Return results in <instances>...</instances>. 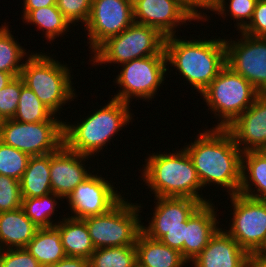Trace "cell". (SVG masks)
<instances>
[{"label": "cell", "instance_id": "obj_13", "mask_svg": "<svg viewBox=\"0 0 266 267\" xmlns=\"http://www.w3.org/2000/svg\"><path fill=\"white\" fill-rule=\"evenodd\" d=\"M237 33V38L234 35V38L224 37L226 65L249 81L260 94H265L266 38Z\"/></svg>", "mask_w": 266, "mask_h": 267}, {"label": "cell", "instance_id": "obj_23", "mask_svg": "<svg viewBox=\"0 0 266 267\" xmlns=\"http://www.w3.org/2000/svg\"><path fill=\"white\" fill-rule=\"evenodd\" d=\"M239 194L266 200V155L263 151L243 152Z\"/></svg>", "mask_w": 266, "mask_h": 267}, {"label": "cell", "instance_id": "obj_41", "mask_svg": "<svg viewBox=\"0 0 266 267\" xmlns=\"http://www.w3.org/2000/svg\"><path fill=\"white\" fill-rule=\"evenodd\" d=\"M21 20H23L32 10L39 9L41 7H47L56 5V0H22ZM23 13V14H22Z\"/></svg>", "mask_w": 266, "mask_h": 267}, {"label": "cell", "instance_id": "obj_18", "mask_svg": "<svg viewBox=\"0 0 266 267\" xmlns=\"http://www.w3.org/2000/svg\"><path fill=\"white\" fill-rule=\"evenodd\" d=\"M249 263L250 255L221 226L189 265L192 267H246Z\"/></svg>", "mask_w": 266, "mask_h": 267}, {"label": "cell", "instance_id": "obj_22", "mask_svg": "<svg viewBox=\"0 0 266 267\" xmlns=\"http://www.w3.org/2000/svg\"><path fill=\"white\" fill-rule=\"evenodd\" d=\"M37 229L22 208L0 212V246L3 250L25 248Z\"/></svg>", "mask_w": 266, "mask_h": 267}, {"label": "cell", "instance_id": "obj_3", "mask_svg": "<svg viewBox=\"0 0 266 267\" xmlns=\"http://www.w3.org/2000/svg\"><path fill=\"white\" fill-rule=\"evenodd\" d=\"M177 148H173L171 152L169 148V151L166 149L164 152L162 148L156 153L153 150L152 153L149 151L150 154L147 152V157L143 159L145 165L143 160L140 165L142 167L139 170L141 172L139 180L142 183L139 182V185L144 183L145 189H150L148 194H154L149 196L153 197L191 198L202 204L212 202L213 196L209 194L208 197L202 193L204 189L185 148Z\"/></svg>", "mask_w": 266, "mask_h": 267}, {"label": "cell", "instance_id": "obj_4", "mask_svg": "<svg viewBox=\"0 0 266 267\" xmlns=\"http://www.w3.org/2000/svg\"><path fill=\"white\" fill-rule=\"evenodd\" d=\"M109 99L105 106L98 105L96 109L89 111L85 118V115H80L78 121L70 119L73 123L69 119L64 121V145L69 150L94 159L95 156L99 158V154L105 157L103 152L108 150L109 144L111 147V142L116 145L113 143L114 137L118 133L120 135V131L125 130L124 127L128 128L130 122H134L135 115L130 104L111 97ZM104 148L107 150L103 151Z\"/></svg>", "mask_w": 266, "mask_h": 267}, {"label": "cell", "instance_id": "obj_19", "mask_svg": "<svg viewBox=\"0 0 266 267\" xmlns=\"http://www.w3.org/2000/svg\"><path fill=\"white\" fill-rule=\"evenodd\" d=\"M218 205L212 201L202 204L186 222L184 258L190 263L207 246L211 237L222 226ZM220 220H222L220 222Z\"/></svg>", "mask_w": 266, "mask_h": 267}, {"label": "cell", "instance_id": "obj_1", "mask_svg": "<svg viewBox=\"0 0 266 267\" xmlns=\"http://www.w3.org/2000/svg\"><path fill=\"white\" fill-rule=\"evenodd\" d=\"M205 127L197 130L193 141L185 142L183 146L194 164L200 183L203 189L215 186L217 190L214 187L212 191L221 187L220 191L227 192L222 197L238 194L243 152L226 128H208L206 124Z\"/></svg>", "mask_w": 266, "mask_h": 267}, {"label": "cell", "instance_id": "obj_39", "mask_svg": "<svg viewBox=\"0 0 266 267\" xmlns=\"http://www.w3.org/2000/svg\"><path fill=\"white\" fill-rule=\"evenodd\" d=\"M0 267H42L26 248L4 249Z\"/></svg>", "mask_w": 266, "mask_h": 267}, {"label": "cell", "instance_id": "obj_25", "mask_svg": "<svg viewBox=\"0 0 266 267\" xmlns=\"http://www.w3.org/2000/svg\"><path fill=\"white\" fill-rule=\"evenodd\" d=\"M23 24L35 25L42 37L52 46L54 41H57L59 36L62 38L66 34L75 31L71 23L65 18L56 5L41 7L39 9L32 10L23 20ZM72 28V30H71ZM70 31V33H68Z\"/></svg>", "mask_w": 266, "mask_h": 267}, {"label": "cell", "instance_id": "obj_35", "mask_svg": "<svg viewBox=\"0 0 266 267\" xmlns=\"http://www.w3.org/2000/svg\"><path fill=\"white\" fill-rule=\"evenodd\" d=\"M21 93V76L14 77L0 90V121L13 119Z\"/></svg>", "mask_w": 266, "mask_h": 267}, {"label": "cell", "instance_id": "obj_42", "mask_svg": "<svg viewBox=\"0 0 266 267\" xmlns=\"http://www.w3.org/2000/svg\"><path fill=\"white\" fill-rule=\"evenodd\" d=\"M46 267H90V263L89 260L85 258L66 256L59 262Z\"/></svg>", "mask_w": 266, "mask_h": 267}, {"label": "cell", "instance_id": "obj_7", "mask_svg": "<svg viewBox=\"0 0 266 267\" xmlns=\"http://www.w3.org/2000/svg\"><path fill=\"white\" fill-rule=\"evenodd\" d=\"M165 38L157 29L134 22L120 34L103 42L89 55L87 64L90 63L92 67L97 66L96 68L101 66L99 69L109 64L110 68L112 65L115 69L134 59L166 54Z\"/></svg>", "mask_w": 266, "mask_h": 267}, {"label": "cell", "instance_id": "obj_28", "mask_svg": "<svg viewBox=\"0 0 266 267\" xmlns=\"http://www.w3.org/2000/svg\"><path fill=\"white\" fill-rule=\"evenodd\" d=\"M60 202V203H59ZM62 202V203H61ZM64 200L53 192H50L41 197L34 198H22L21 208L26 216L38 227L46 228L56 225L60 220L64 218L66 209H61L63 212L57 219L56 212L60 208L61 204H64ZM58 207V208H57ZM56 211V212H55ZM63 216V217H62ZM53 217V218H52ZM56 218V219H54ZM54 219V220H53Z\"/></svg>", "mask_w": 266, "mask_h": 267}, {"label": "cell", "instance_id": "obj_36", "mask_svg": "<svg viewBox=\"0 0 266 267\" xmlns=\"http://www.w3.org/2000/svg\"><path fill=\"white\" fill-rule=\"evenodd\" d=\"M22 196L20 181L0 175V212L21 208Z\"/></svg>", "mask_w": 266, "mask_h": 267}, {"label": "cell", "instance_id": "obj_38", "mask_svg": "<svg viewBox=\"0 0 266 267\" xmlns=\"http://www.w3.org/2000/svg\"><path fill=\"white\" fill-rule=\"evenodd\" d=\"M182 2L185 10L193 17L195 21H197V24L198 22L199 24H202L203 22V24L200 25L203 26L206 21L208 23L214 22L211 21V17L214 16L213 13L219 8L221 0H182ZM207 12L208 14H206Z\"/></svg>", "mask_w": 266, "mask_h": 267}, {"label": "cell", "instance_id": "obj_8", "mask_svg": "<svg viewBox=\"0 0 266 267\" xmlns=\"http://www.w3.org/2000/svg\"><path fill=\"white\" fill-rule=\"evenodd\" d=\"M167 68L166 54L147 56L123 63L116 68L120 71L117 70L118 74L112 79L118 89L113 93L114 96L113 94L110 96L128 104H134L131 103L133 99L149 104L158 96L160 88L168 84L166 83Z\"/></svg>", "mask_w": 266, "mask_h": 267}, {"label": "cell", "instance_id": "obj_43", "mask_svg": "<svg viewBox=\"0 0 266 267\" xmlns=\"http://www.w3.org/2000/svg\"><path fill=\"white\" fill-rule=\"evenodd\" d=\"M250 263L253 267H266V256L261 255L259 252L250 255Z\"/></svg>", "mask_w": 266, "mask_h": 267}, {"label": "cell", "instance_id": "obj_16", "mask_svg": "<svg viewBox=\"0 0 266 267\" xmlns=\"http://www.w3.org/2000/svg\"><path fill=\"white\" fill-rule=\"evenodd\" d=\"M92 158L71 151L64 144L56 152L50 153L52 192L66 200L75 187L95 171L93 168L95 163L91 160ZM90 162L93 163L92 167L91 164H88ZM91 168L93 169L91 170Z\"/></svg>", "mask_w": 266, "mask_h": 267}, {"label": "cell", "instance_id": "obj_29", "mask_svg": "<svg viewBox=\"0 0 266 267\" xmlns=\"http://www.w3.org/2000/svg\"><path fill=\"white\" fill-rule=\"evenodd\" d=\"M2 23H0V71L17 77L21 75L24 63L33 53V50L30 52V50L21 45L19 38L16 39L13 35L15 32L9 28L10 24L8 23L10 22Z\"/></svg>", "mask_w": 266, "mask_h": 267}, {"label": "cell", "instance_id": "obj_15", "mask_svg": "<svg viewBox=\"0 0 266 267\" xmlns=\"http://www.w3.org/2000/svg\"><path fill=\"white\" fill-rule=\"evenodd\" d=\"M133 12L135 23L155 28L165 37L178 35L182 27H195L193 22L197 23L182 0H133Z\"/></svg>", "mask_w": 266, "mask_h": 267}, {"label": "cell", "instance_id": "obj_44", "mask_svg": "<svg viewBox=\"0 0 266 267\" xmlns=\"http://www.w3.org/2000/svg\"><path fill=\"white\" fill-rule=\"evenodd\" d=\"M15 76L10 73L0 71V90L3 89Z\"/></svg>", "mask_w": 266, "mask_h": 267}, {"label": "cell", "instance_id": "obj_9", "mask_svg": "<svg viewBox=\"0 0 266 267\" xmlns=\"http://www.w3.org/2000/svg\"><path fill=\"white\" fill-rule=\"evenodd\" d=\"M125 197L109 212L84 218L95 249L135 245L144 203Z\"/></svg>", "mask_w": 266, "mask_h": 267}, {"label": "cell", "instance_id": "obj_46", "mask_svg": "<svg viewBox=\"0 0 266 267\" xmlns=\"http://www.w3.org/2000/svg\"><path fill=\"white\" fill-rule=\"evenodd\" d=\"M2 252H3V249L0 246V262H1Z\"/></svg>", "mask_w": 266, "mask_h": 267}, {"label": "cell", "instance_id": "obj_47", "mask_svg": "<svg viewBox=\"0 0 266 267\" xmlns=\"http://www.w3.org/2000/svg\"><path fill=\"white\" fill-rule=\"evenodd\" d=\"M246 267H253L251 263H249Z\"/></svg>", "mask_w": 266, "mask_h": 267}, {"label": "cell", "instance_id": "obj_14", "mask_svg": "<svg viewBox=\"0 0 266 267\" xmlns=\"http://www.w3.org/2000/svg\"><path fill=\"white\" fill-rule=\"evenodd\" d=\"M133 23V0H92L90 16L82 28L87 35L85 46L89 45V54Z\"/></svg>", "mask_w": 266, "mask_h": 267}, {"label": "cell", "instance_id": "obj_20", "mask_svg": "<svg viewBox=\"0 0 266 267\" xmlns=\"http://www.w3.org/2000/svg\"><path fill=\"white\" fill-rule=\"evenodd\" d=\"M153 204L154 209H151L153 215L151 214V218H146L147 224L141 221V229L180 228L182 222H187L202 205L196 199L178 197H154Z\"/></svg>", "mask_w": 266, "mask_h": 267}, {"label": "cell", "instance_id": "obj_11", "mask_svg": "<svg viewBox=\"0 0 266 267\" xmlns=\"http://www.w3.org/2000/svg\"><path fill=\"white\" fill-rule=\"evenodd\" d=\"M230 214L224 230L249 254L261 251L266 244V200H258L241 194L228 195ZM229 217V218H228ZM229 219V221H228ZM231 221V222H230ZM226 228V229H225Z\"/></svg>", "mask_w": 266, "mask_h": 267}, {"label": "cell", "instance_id": "obj_48", "mask_svg": "<svg viewBox=\"0 0 266 267\" xmlns=\"http://www.w3.org/2000/svg\"><path fill=\"white\" fill-rule=\"evenodd\" d=\"M264 153H265V155H266V147L262 150Z\"/></svg>", "mask_w": 266, "mask_h": 267}, {"label": "cell", "instance_id": "obj_17", "mask_svg": "<svg viewBox=\"0 0 266 267\" xmlns=\"http://www.w3.org/2000/svg\"><path fill=\"white\" fill-rule=\"evenodd\" d=\"M226 129L242 152L262 151L266 147V93L259 94Z\"/></svg>", "mask_w": 266, "mask_h": 267}, {"label": "cell", "instance_id": "obj_2", "mask_svg": "<svg viewBox=\"0 0 266 267\" xmlns=\"http://www.w3.org/2000/svg\"><path fill=\"white\" fill-rule=\"evenodd\" d=\"M193 35L166 37L165 52L168 74L176 69V76L181 75L184 79V83L180 84L187 82L185 86L190 85L191 89L198 92L193 94L199 96L226 66V45L224 38L218 35L209 38L207 34L206 37L203 33L195 34L198 37L196 39ZM200 35H204V38Z\"/></svg>", "mask_w": 266, "mask_h": 267}, {"label": "cell", "instance_id": "obj_31", "mask_svg": "<svg viewBox=\"0 0 266 267\" xmlns=\"http://www.w3.org/2000/svg\"><path fill=\"white\" fill-rule=\"evenodd\" d=\"M54 114L44 106L35 93L25 86L21 77V93L13 119L24 123L48 121Z\"/></svg>", "mask_w": 266, "mask_h": 267}, {"label": "cell", "instance_id": "obj_24", "mask_svg": "<svg viewBox=\"0 0 266 267\" xmlns=\"http://www.w3.org/2000/svg\"><path fill=\"white\" fill-rule=\"evenodd\" d=\"M56 226L60 229L61 241L66 256L89 259L96 250L84 219L64 216Z\"/></svg>", "mask_w": 266, "mask_h": 267}, {"label": "cell", "instance_id": "obj_21", "mask_svg": "<svg viewBox=\"0 0 266 267\" xmlns=\"http://www.w3.org/2000/svg\"><path fill=\"white\" fill-rule=\"evenodd\" d=\"M139 267H187L181 252L140 232L135 242Z\"/></svg>", "mask_w": 266, "mask_h": 267}, {"label": "cell", "instance_id": "obj_27", "mask_svg": "<svg viewBox=\"0 0 266 267\" xmlns=\"http://www.w3.org/2000/svg\"><path fill=\"white\" fill-rule=\"evenodd\" d=\"M22 198H34L46 195L51 190L50 153L31 156L28 166L20 180Z\"/></svg>", "mask_w": 266, "mask_h": 267}, {"label": "cell", "instance_id": "obj_6", "mask_svg": "<svg viewBox=\"0 0 266 267\" xmlns=\"http://www.w3.org/2000/svg\"><path fill=\"white\" fill-rule=\"evenodd\" d=\"M260 93L254 86L235 73L227 65L217 77L201 92L200 99L216 120L213 128H227L238 116L246 111ZM205 102V103H204Z\"/></svg>", "mask_w": 266, "mask_h": 267}, {"label": "cell", "instance_id": "obj_40", "mask_svg": "<svg viewBox=\"0 0 266 267\" xmlns=\"http://www.w3.org/2000/svg\"><path fill=\"white\" fill-rule=\"evenodd\" d=\"M241 32L256 38H266V0L257 1L251 21Z\"/></svg>", "mask_w": 266, "mask_h": 267}, {"label": "cell", "instance_id": "obj_34", "mask_svg": "<svg viewBox=\"0 0 266 267\" xmlns=\"http://www.w3.org/2000/svg\"><path fill=\"white\" fill-rule=\"evenodd\" d=\"M92 0H56V6L71 23L75 26H83L87 23L91 12ZM81 22V24L79 23Z\"/></svg>", "mask_w": 266, "mask_h": 267}, {"label": "cell", "instance_id": "obj_33", "mask_svg": "<svg viewBox=\"0 0 266 267\" xmlns=\"http://www.w3.org/2000/svg\"><path fill=\"white\" fill-rule=\"evenodd\" d=\"M31 156L0 141V175L21 180Z\"/></svg>", "mask_w": 266, "mask_h": 267}, {"label": "cell", "instance_id": "obj_10", "mask_svg": "<svg viewBox=\"0 0 266 267\" xmlns=\"http://www.w3.org/2000/svg\"><path fill=\"white\" fill-rule=\"evenodd\" d=\"M64 119L53 115L48 121L38 123L2 120L0 141L30 156L54 153L64 144Z\"/></svg>", "mask_w": 266, "mask_h": 267}, {"label": "cell", "instance_id": "obj_12", "mask_svg": "<svg viewBox=\"0 0 266 267\" xmlns=\"http://www.w3.org/2000/svg\"><path fill=\"white\" fill-rule=\"evenodd\" d=\"M97 171L93 172L81 184H78L71 194L67 197L65 207L68 211L65 213L70 217L84 219L89 216L102 215L109 212L116 206L125 196L131 195L120 190V186L116 188V182L108 178V174L104 177L99 173V164L97 161ZM99 169V170H98ZM110 180V181H109ZM119 190L121 191H118ZM123 193V194H122ZM123 196V197H122ZM68 202V203H67ZM68 207V208H67ZM70 212V213H69Z\"/></svg>", "mask_w": 266, "mask_h": 267}, {"label": "cell", "instance_id": "obj_26", "mask_svg": "<svg viewBox=\"0 0 266 267\" xmlns=\"http://www.w3.org/2000/svg\"><path fill=\"white\" fill-rule=\"evenodd\" d=\"M25 248L42 267L52 265L66 257L60 229L56 225L38 228L34 238Z\"/></svg>", "mask_w": 266, "mask_h": 267}, {"label": "cell", "instance_id": "obj_37", "mask_svg": "<svg viewBox=\"0 0 266 267\" xmlns=\"http://www.w3.org/2000/svg\"><path fill=\"white\" fill-rule=\"evenodd\" d=\"M141 232L153 240L181 252L184 257V240L186 239V222H182L180 228L175 229H141Z\"/></svg>", "mask_w": 266, "mask_h": 267}, {"label": "cell", "instance_id": "obj_45", "mask_svg": "<svg viewBox=\"0 0 266 267\" xmlns=\"http://www.w3.org/2000/svg\"><path fill=\"white\" fill-rule=\"evenodd\" d=\"M259 253L263 256H266V244L264 245V247L261 249Z\"/></svg>", "mask_w": 266, "mask_h": 267}, {"label": "cell", "instance_id": "obj_32", "mask_svg": "<svg viewBox=\"0 0 266 267\" xmlns=\"http://www.w3.org/2000/svg\"><path fill=\"white\" fill-rule=\"evenodd\" d=\"M258 0H221L219 8L213 13L222 20H233L234 29L241 31L250 21ZM229 3V4H228Z\"/></svg>", "mask_w": 266, "mask_h": 267}, {"label": "cell", "instance_id": "obj_30", "mask_svg": "<svg viewBox=\"0 0 266 267\" xmlns=\"http://www.w3.org/2000/svg\"><path fill=\"white\" fill-rule=\"evenodd\" d=\"M90 267H136V246L97 248L89 257Z\"/></svg>", "mask_w": 266, "mask_h": 267}, {"label": "cell", "instance_id": "obj_5", "mask_svg": "<svg viewBox=\"0 0 266 267\" xmlns=\"http://www.w3.org/2000/svg\"><path fill=\"white\" fill-rule=\"evenodd\" d=\"M44 49L40 50L42 52L33 51L26 59L20 76L25 86L35 93L44 106L60 117L63 109L66 111L67 108H71L64 106L78 99L74 86L76 82L72 81L73 66H70L72 63H62L56 59L54 53L46 52Z\"/></svg>", "mask_w": 266, "mask_h": 267}]
</instances>
